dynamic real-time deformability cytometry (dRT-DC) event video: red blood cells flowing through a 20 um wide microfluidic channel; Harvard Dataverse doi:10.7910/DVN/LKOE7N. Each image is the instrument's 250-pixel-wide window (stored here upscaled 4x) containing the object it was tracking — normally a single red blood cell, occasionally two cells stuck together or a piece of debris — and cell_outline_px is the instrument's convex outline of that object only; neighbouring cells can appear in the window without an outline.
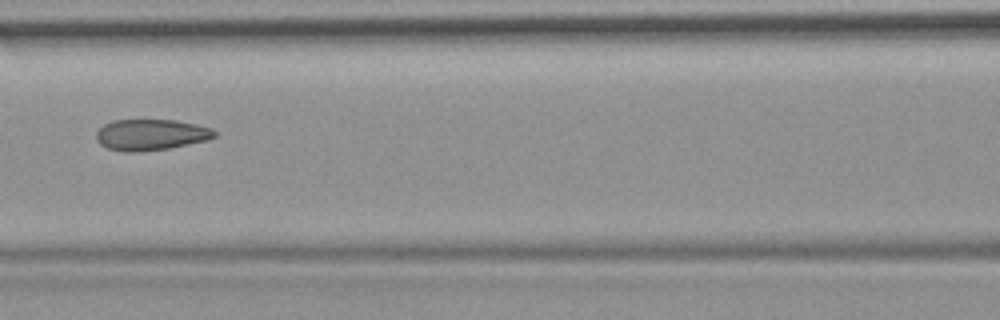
{"species": "common noctule bat (a hibernating species)", "species_latin": "Nyctalus noctula", "temperature_condition": "room temperature", "stored_images_in_passage": 10, "camera_frame_rate_fps": 3000, "um_per_image_px": 0.085, "animal": {"sex": "female", "body_mass_g": 19.9}, "frame": {"image": 1, "passage_image": 7, "time_ms": 2.0, "image_size_px": [1000, 320], "cell_outline_px": [[216, 136], [208, 140], [168, 148], [140, 152], [124, 152], [108, 148], [100, 144], [96, 140], [96, 132], [104, 124], [112, 120], [176, 120], [196, 124], [212, 128], [216, 132]], "centroid_in_image_um": [12.82, 11.45], "position_along_channel_um": 153.8, "area_um2": 21.5}}
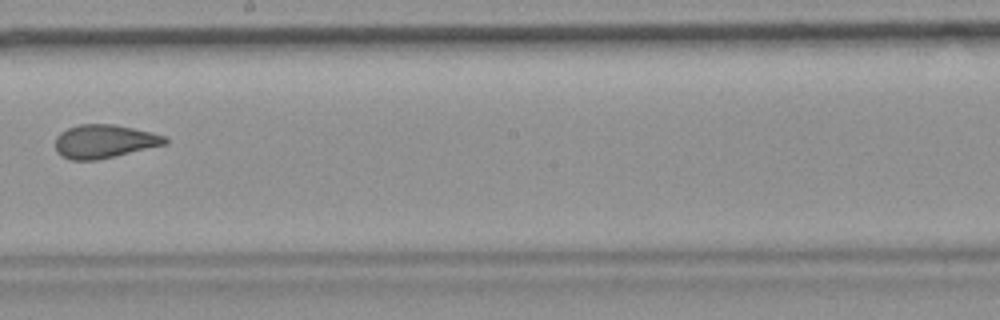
{"frame": {"image": 2, "passage_image": 9, "time_ms": 2.667, "image_size_px": [1000, 320], "cell_outline_px": [[168, 144], [116, 156], [96, 160], [72, 160], [60, 156], [56, 152], [56, 136], [60, 132], [68, 128], [80, 124], [112, 124], [132, 128], [164, 136], [168, 140]], "centroid_in_image_um": [8.84, 12.03], "position_along_channel_um": 239.4, "area_um2": 21.39}}